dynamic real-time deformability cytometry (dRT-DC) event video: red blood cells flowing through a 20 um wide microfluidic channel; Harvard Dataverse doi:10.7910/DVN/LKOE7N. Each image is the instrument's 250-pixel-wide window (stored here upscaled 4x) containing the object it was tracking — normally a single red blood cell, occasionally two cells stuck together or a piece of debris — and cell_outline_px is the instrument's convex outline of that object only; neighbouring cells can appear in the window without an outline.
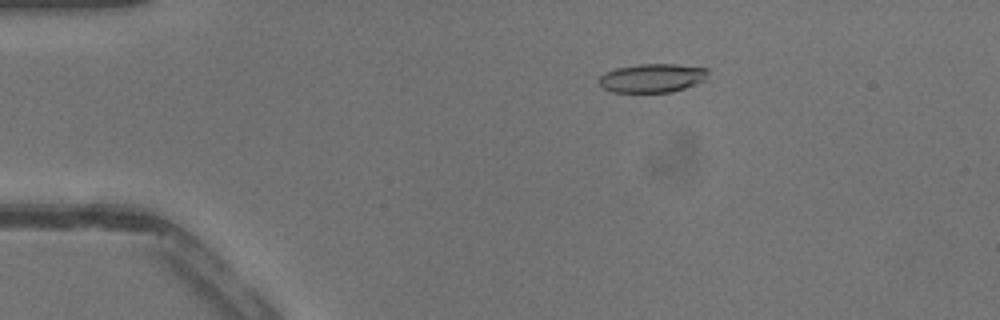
{"species": "common noctule bat (a hibernating species)", "species_latin": "Nyctalus noctula", "temperature_condition": "warm", "stored_images_in_passage": 41, "camera_frame_rate_fps": 3000, "um_per_image_px": 0.085, "animal": {"sex": "male", "body_mass_g": 13.3}, "frame": {"image": 1, "passage_image": 8, "time_ms": 2.333, "image_size_px": [1000, 320], "cell_outline_px": [[708, 72], [704, 80], [696, 84], [672, 92], [612, 92], [604, 88], [596, 80], [604, 72], [616, 68], [636, 64], [676, 64], [708, 68]], "centroid_in_image_um": [55.41, 6.63], "position_along_channel_um": 29.6, "area_um2": 18.38}}
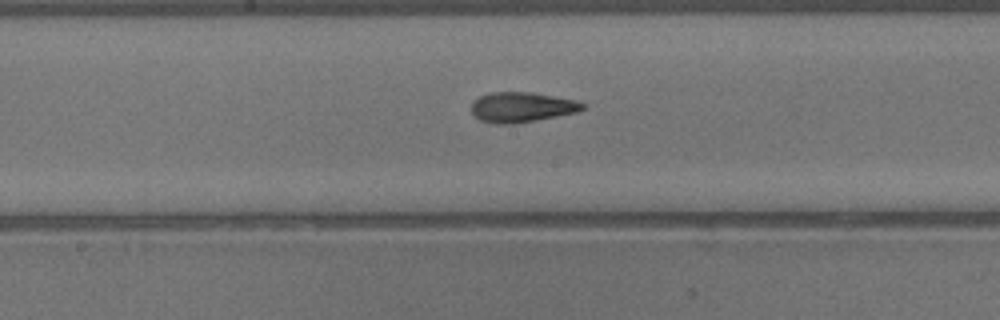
{"frame": {"image": 2, "passage_image": 22, "time_ms": 7.0, "image_size_px": [1000, 320], "cell_outline_px": [[584, 108], [576, 112], [516, 124], [496, 124], [480, 120], [472, 116], [472, 104], [480, 96], [492, 92], [532, 92], [576, 100], [584, 104]], "centroid_in_image_um": [44.32, 9.11], "position_along_channel_um": 203.9, "area_um2": 19.42}}
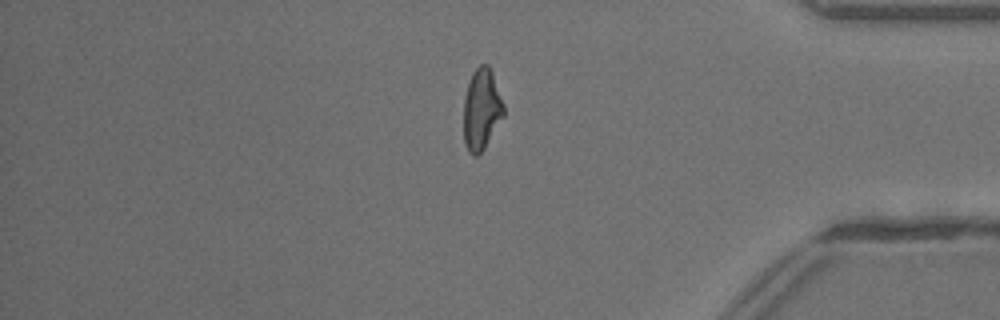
{"frame": {"image": 3, "passage_image": 35, "time_ms": 11.333, "image_size_px": [1000, 320], "cell_outline_px": [[504, 116], [484, 148], [476, 156], [472, 156], [468, 152], [464, 144], [464, 100], [468, 84], [472, 72], [480, 64], [488, 64], [492, 72], [504, 104]], "centroid_in_image_um": [40.93, 9.3], "position_along_channel_um": 394.3, "area_um2": 18.96}}